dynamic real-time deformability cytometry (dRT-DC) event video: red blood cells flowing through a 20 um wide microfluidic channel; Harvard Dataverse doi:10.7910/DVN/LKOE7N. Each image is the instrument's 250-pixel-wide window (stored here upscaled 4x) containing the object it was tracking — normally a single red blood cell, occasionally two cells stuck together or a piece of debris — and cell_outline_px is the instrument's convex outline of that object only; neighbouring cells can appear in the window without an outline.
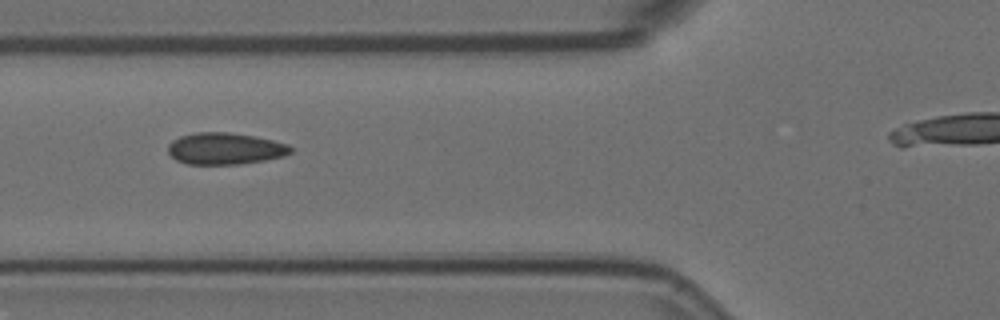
{"species": "Egyptian fruit bat (a non-hibernating species)", "species_latin": "Rousettus aegyptiacus", "temperature_condition": "room temperature", "stored_images_in_passage": 3, "camera_frame_rate_fps": 3000, "um_per_image_px": 0.085, "animal": {"sex": "female"}, "frame": {"image": 1, "passage_image": 2, "time_ms": 0.333, "image_size_px": [1000, 320], "cell_outline_px": [[292, 152], [284, 156], [264, 160], [240, 164], [188, 164], [176, 160], [168, 152], [168, 144], [172, 140], [180, 136], [196, 132], [228, 132], [256, 136], [288, 144], [292, 148]], "centroid_in_image_um": [19.13, 12.62], "position_along_channel_um": 106.7, "area_um2": 22.72}}